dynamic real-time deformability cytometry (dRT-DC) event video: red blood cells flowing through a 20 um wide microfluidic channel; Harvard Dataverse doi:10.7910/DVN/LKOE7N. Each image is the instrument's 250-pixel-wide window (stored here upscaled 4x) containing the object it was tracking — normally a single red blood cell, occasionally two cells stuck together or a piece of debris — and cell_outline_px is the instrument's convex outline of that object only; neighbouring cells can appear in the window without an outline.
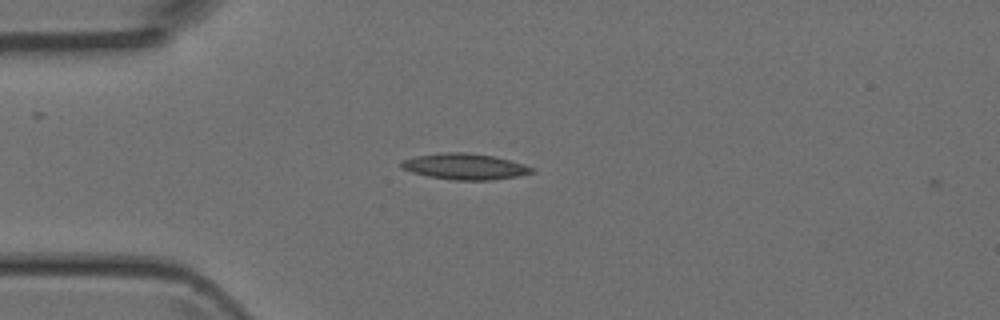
{"species": "Egyptian fruit bat (a non-hibernating species)", "species_latin": "Rousettus aegyptiacus", "temperature_condition": "room temperature", "stored_images_in_passage": 3, "camera_frame_rate_fps": 3000, "um_per_image_px": 0.085, "animal": {"sex": "female"}, "frame": {"image": 1, "passage_image": 2, "time_ms": 0.333, "image_size_px": [1000, 320], "cell_outline_px": [[536, 172], [516, 176], [492, 180], [452, 180], [428, 176], [412, 172], [400, 168], [400, 160], [416, 156], [440, 152], [468, 152], [492, 156], [524, 164], [536, 168]], "centroid_in_image_um": [39.49, 14.15], "position_along_channel_um": 45.5, "area_um2": 19.94}}